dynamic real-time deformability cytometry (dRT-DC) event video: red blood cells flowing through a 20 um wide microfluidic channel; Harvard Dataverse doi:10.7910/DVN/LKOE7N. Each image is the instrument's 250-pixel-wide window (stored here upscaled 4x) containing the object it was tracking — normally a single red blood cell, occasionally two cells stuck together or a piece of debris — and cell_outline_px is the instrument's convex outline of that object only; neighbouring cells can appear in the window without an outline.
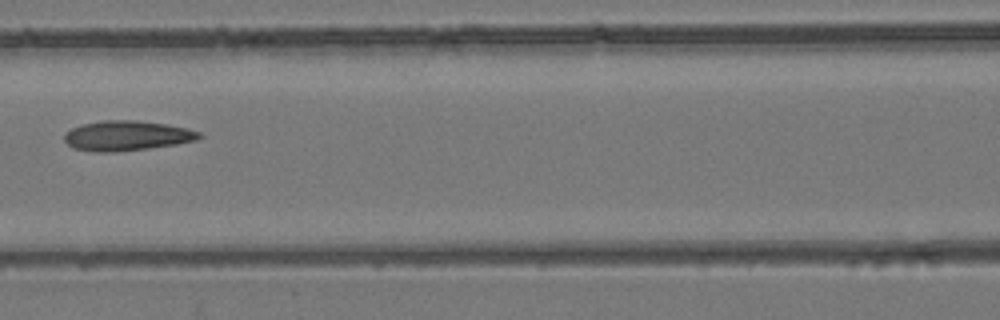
{"species": "common noctule bat (a hibernating species)", "species_latin": "Nyctalus noctula", "temperature_condition": "room temperature", "stored_images_in_passage": 6, "camera_frame_rate_fps": 3000, "um_per_image_px": 0.085, "animal": {"sex": "female", "body_mass_g": 24.6, "forearm_length_mm": 56.2}, "frame": {"image": 1, "passage_image": 5, "time_ms": 1.333, "image_size_px": [1000, 320], "cell_outline_px": [[204, 136], [196, 140], [176, 144], [148, 148], [112, 152], [96, 152], [72, 148], [64, 140], [64, 136], [72, 128], [84, 124], [104, 120], [136, 120], [168, 124], [188, 128], [200, 132]], "centroid_in_image_um": [10.81, 11.53], "position_along_channel_um": 155.8, "area_um2": 23.47}}
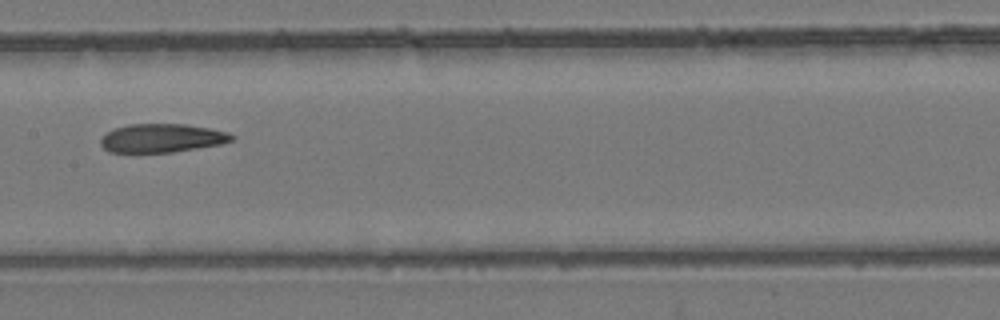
{"frame": {"image": 2, "passage_image": 6, "time_ms": 1.667, "image_size_px": [1000, 320], "cell_outline_px": [[236, 136], [232, 140], [220, 144], [172, 152], [108, 152], [100, 144], [100, 140], [108, 132], [116, 128], [128, 124], [184, 124], [208, 128], [228, 132]], "centroid_in_image_um": [13.76, 11.74], "position_along_channel_um": 193.6, "area_um2": 21.62}}